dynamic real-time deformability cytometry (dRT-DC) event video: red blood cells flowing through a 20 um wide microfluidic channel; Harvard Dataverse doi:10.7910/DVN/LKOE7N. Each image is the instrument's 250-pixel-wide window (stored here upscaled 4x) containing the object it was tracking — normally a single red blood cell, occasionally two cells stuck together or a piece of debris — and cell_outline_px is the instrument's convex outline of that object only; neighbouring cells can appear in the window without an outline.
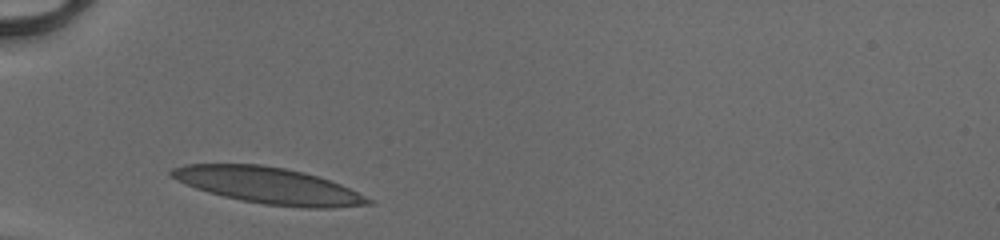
{"species": "human", "species_latin": "Homo sapiens", "temperature_condition": "cold", "stored_images_in_passage": 26, "camera_frame_rate_fps": 3000, "um_per_image_px": 0.085, "donor": {"sex": "male"}, "frame": {"image": 1, "passage_image": 1, "time_ms": 0.0, "image_size_px": [1000, 240], "cell_outline_px": [[376, 204], [332, 208], [308, 208], [264, 204], [240, 200], [208, 192], [196, 188], [176, 180], [168, 172], [172, 168], [184, 164], [264, 164], [304, 172], [320, 176], [340, 184], [372, 200]], "centroid_in_image_um": [22.83, 15.77], "position_along_channel_um": 62.2, "area_um2": 41.62}}
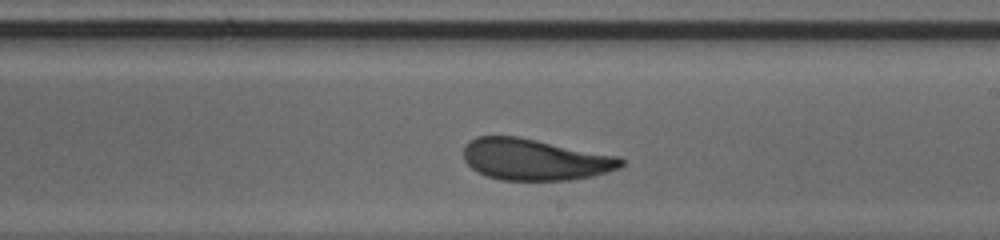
{"frame": {"image": 2, "passage_image": 15, "time_ms": 4.667, "image_size_px": [1000, 240], "cell_outline_px": [[624, 164], [620, 168], [608, 172], [592, 176], [568, 180], [500, 180], [476, 172], [464, 160], [464, 144], [468, 140], [476, 136], [516, 136], [620, 156], [624, 160]], "centroid_in_image_um": [45.46, 13.55], "position_along_channel_um": 243.5, "area_um2": 38.21}}
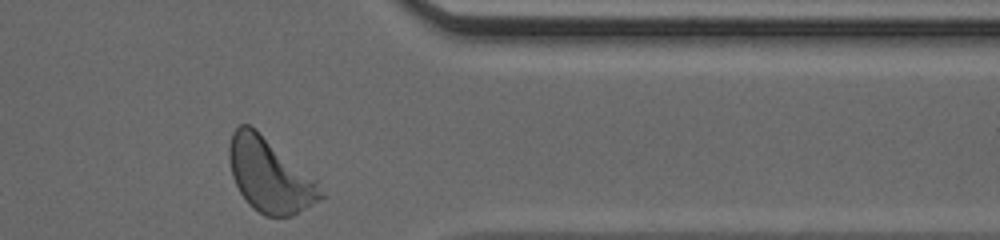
{"frame": {"image": 3, "passage_image": 26, "time_ms": 8.333, "image_size_px": [1000, 240], "cell_outline_px": [[324, 196], [320, 200], [292, 216], [264, 216], [252, 208], [248, 204], [240, 192], [232, 176], [228, 156], [228, 144], [232, 132], [240, 124], [248, 124], [256, 128], [316, 180]], "centroid_in_image_um": [22.88, 14.89], "position_along_channel_um": 388.5, "area_um2": 39.25}, "authors_computed_cell_mechanics": {"area_um2": 38.8127, "velocity_mm_per_s": 4.1267, "shape_relaxation_time_tau1_ms": 3.175, "shape_relaxation_time_tau2_ms": 1.0497, "deformation_change_tau1": 0.1462, "deformation_change_tau2": 0.0742}}